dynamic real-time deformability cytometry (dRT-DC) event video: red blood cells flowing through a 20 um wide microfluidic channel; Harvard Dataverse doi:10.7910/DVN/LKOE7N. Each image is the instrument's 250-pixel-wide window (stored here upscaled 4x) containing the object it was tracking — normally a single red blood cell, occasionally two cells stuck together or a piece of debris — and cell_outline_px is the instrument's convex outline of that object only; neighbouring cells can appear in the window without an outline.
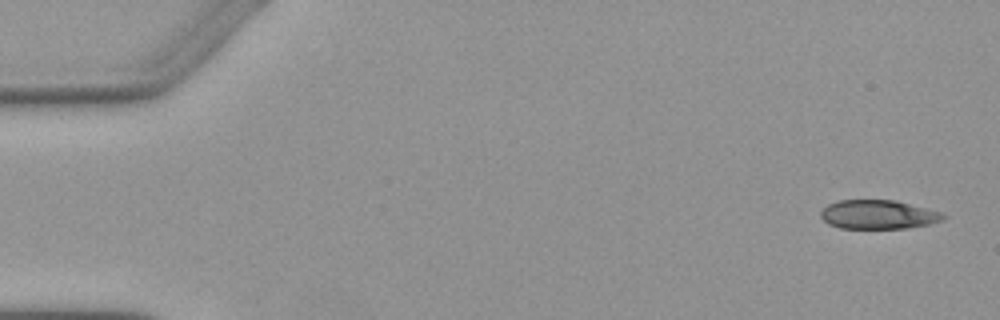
{"species": "Egyptian fruit bat (a non-hibernating species)", "species_latin": "Rousettus aegyptiacus", "temperature_condition": "warm", "stored_images_in_passage": 4, "camera_frame_rate_fps": 3000, "um_per_image_px": 0.085, "animal": {"sex": "female"}, "frame": {"image": 1, "passage_image": 1, "time_ms": 0.0, "image_size_px": [1000, 320], "cell_outline_px": [[948, 216], [944, 220], [928, 224], [908, 228], [840, 228], [828, 224], [820, 216], [820, 212], [828, 204], [836, 200], [896, 200], [944, 212]], "centroid_in_image_um": [74.69, 18.23], "position_along_channel_um": 10.3, "area_um2": 20.92}}
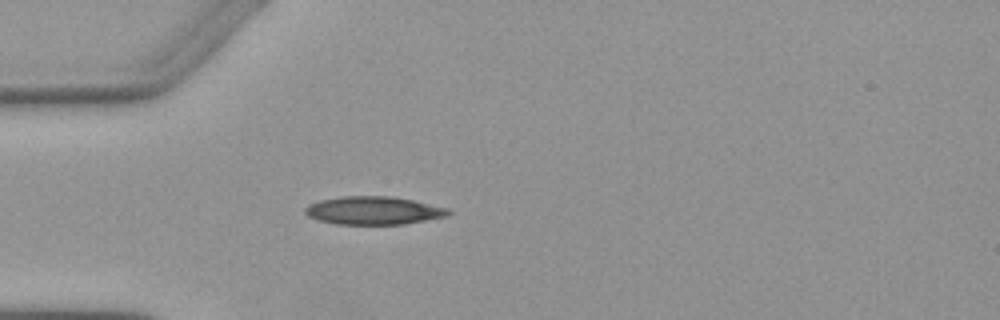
{"frame": {"image": 2, "passage_image": 4, "time_ms": 4.333, "image_size_px": [1000, 320], "cell_outline_px": [[452, 212], [448, 216], [404, 224], [336, 224], [320, 220], [308, 216], [304, 212], [304, 208], [308, 204], [320, 200], [340, 196], [392, 196], [412, 200], [448, 208]], "centroid_in_image_um": [31.74, 17.89], "position_along_channel_um": 53.3, "area_um2": 23.47}}